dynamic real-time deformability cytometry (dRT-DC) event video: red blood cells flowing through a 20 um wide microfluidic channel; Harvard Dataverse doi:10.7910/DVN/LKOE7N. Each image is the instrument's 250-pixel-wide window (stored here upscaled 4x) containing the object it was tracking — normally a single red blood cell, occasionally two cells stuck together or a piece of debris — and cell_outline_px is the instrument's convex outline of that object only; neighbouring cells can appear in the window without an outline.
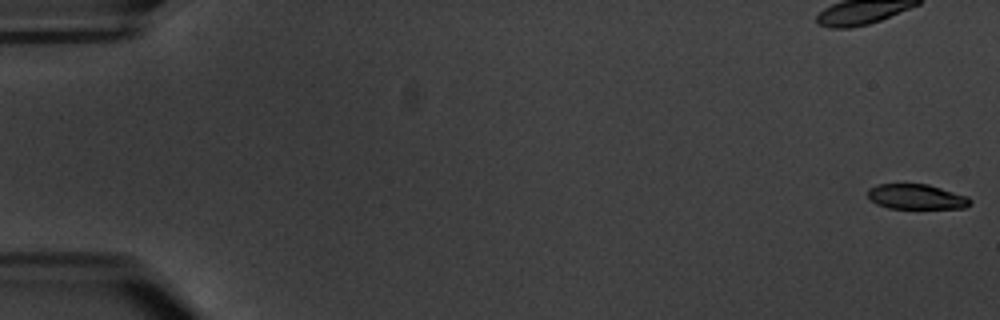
{"species": "common noctule bat (a hibernating species)", "species_latin": "Nyctalus noctula", "temperature_condition": "warm", "stored_images_in_passage": 6, "camera_frame_rate_fps": 3000, "um_per_image_px": 0.085, "animal": {"sex": "male", "body_mass_g": 20.1, "forearm_length_mm": 53.5}, "frame": {"image": 1, "passage_image": 1, "time_ms": 0.0, "image_size_px": [1000, 320], "cell_outline_px": [[972, 204], [964, 208], [888, 208], [876, 204], [868, 196], [868, 188], [880, 184], [928, 184], [968, 196], [972, 200]], "centroid_in_image_um": [77.93, 16.72], "position_along_channel_um": 7.1, "area_um2": 14.97}}